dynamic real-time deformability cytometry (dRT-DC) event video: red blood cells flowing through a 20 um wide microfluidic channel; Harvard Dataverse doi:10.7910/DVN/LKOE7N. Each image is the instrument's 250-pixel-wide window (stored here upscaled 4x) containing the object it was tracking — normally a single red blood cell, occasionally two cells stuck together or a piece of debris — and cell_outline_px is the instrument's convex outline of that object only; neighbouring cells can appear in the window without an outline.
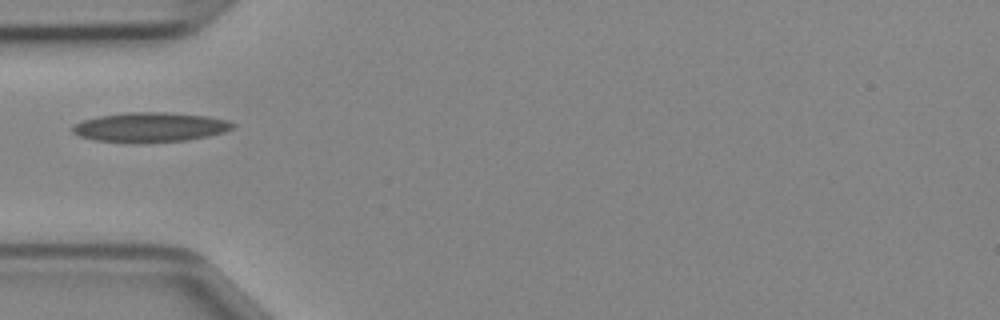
{"species": "Egyptian fruit bat (a non-hibernating species)", "species_latin": "Rousettus aegyptiacus", "temperature_condition": "cold", "stored_images_in_passage": 33, "camera_frame_rate_fps": 3000, "um_per_image_px": 0.085, "animal": {"sex": "female"}, "frame": {"image": 1, "passage_image": 1, "time_ms": 0.0, "image_size_px": [1000, 320], "cell_outline_px": [[236, 124], [232, 128], [224, 132], [208, 136], [188, 140], [136, 144], [92, 140], [80, 136], [72, 132], [72, 128], [76, 124], [84, 120], [100, 116], [128, 112], [164, 112], [208, 116], [228, 120]], "centroid_in_image_um": [12.77, 10.83], "position_along_channel_um": 72.2, "area_um2": 27.92}}
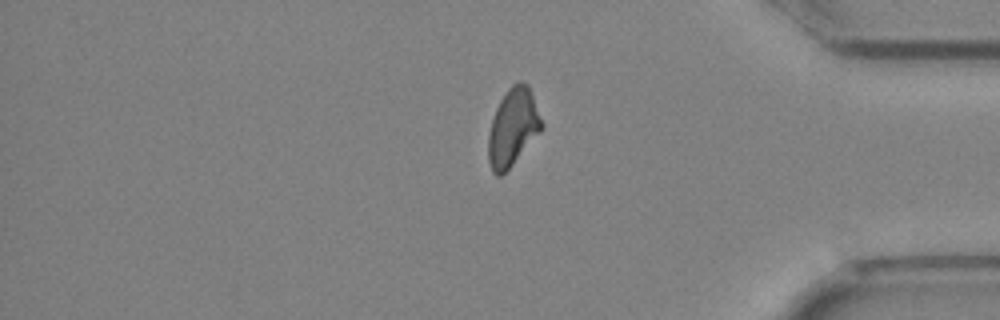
{"frame": {"image": 2, "passage_image": 25, "time_ms": 8.0, "image_size_px": [1000, 320], "cell_outline_px": [[544, 128], [512, 164], [500, 176], [496, 176], [492, 172], [488, 160], [488, 136], [492, 120], [496, 108], [500, 100], [508, 88], [516, 80], [520, 80], [528, 84], [544, 124]], "centroid_in_image_um": [43.6, 10.79], "position_along_channel_um": 391.6, "area_um2": 24.04}}
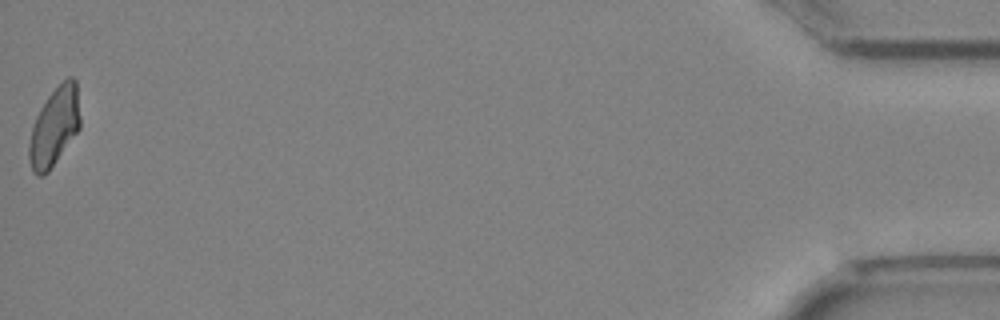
{"frame": {"image": 3, "passage_image": 33, "time_ms": 10.667, "image_size_px": [1000, 320], "cell_outline_px": [[80, 128], [48, 172], [40, 176], [36, 176], [32, 172], [28, 160], [28, 144], [32, 124], [40, 108], [48, 96], [68, 76], [72, 76], [76, 80], [80, 116]], "centroid_in_image_um": [4.6, 10.79], "position_along_channel_um": 430.6, "area_um2": 23.47}}